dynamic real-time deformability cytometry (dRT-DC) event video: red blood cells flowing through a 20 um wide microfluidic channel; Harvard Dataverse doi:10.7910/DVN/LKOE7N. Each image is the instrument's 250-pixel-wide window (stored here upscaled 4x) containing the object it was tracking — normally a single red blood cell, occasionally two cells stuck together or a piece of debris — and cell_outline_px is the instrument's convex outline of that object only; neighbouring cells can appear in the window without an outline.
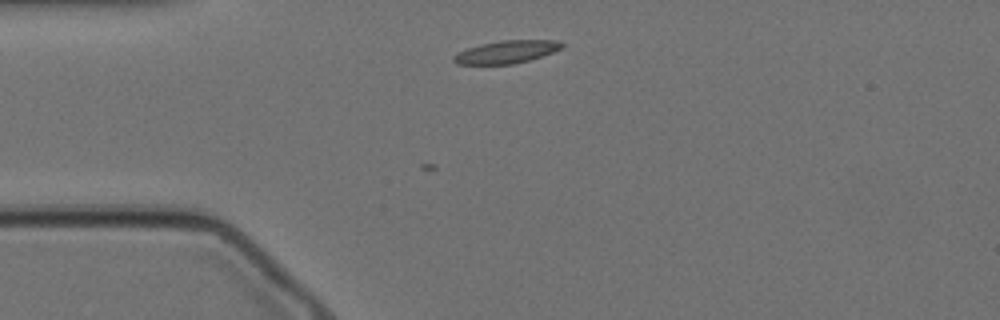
{"species": "Egyptian fruit bat (a non-hibernating species)", "species_latin": "Rousettus aegyptiacus", "temperature_condition": "cold", "stored_images_in_passage": 9, "camera_frame_rate_fps": 3000, "um_per_image_px": 0.085, "animal": {"sex": "female"}, "frame": {"image": 1, "passage_image": 1, "time_ms": 0.0, "image_size_px": [1000, 320], "cell_outline_px": [[564, 44], [560, 48], [552, 52], [528, 60], [512, 64], [456, 64], [452, 60], [452, 56], [468, 48], [480, 44], [500, 40], [556, 40]], "centroid_in_image_um": [43.01, 4.41], "position_along_channel_um": 42.0, "area_um2": 14.1}}
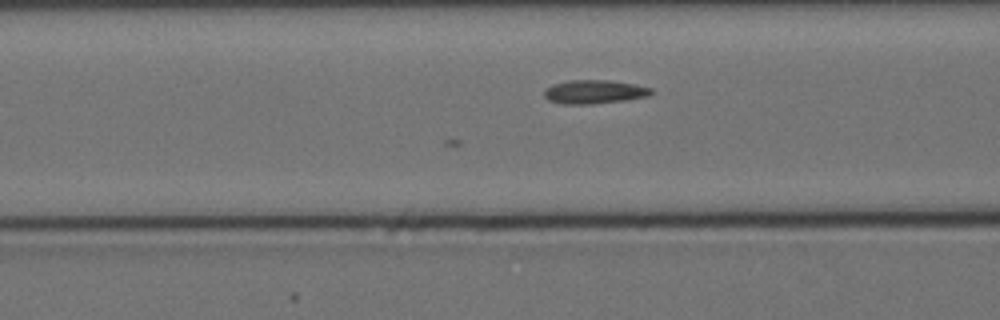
{"frame": {"image": 2, "passage_image": 9, "time_ms": 2.667, "image_size_px": [1000, 320], "cell_outline_px": [[652, 92], [648, 96], [624, 100], [592, 104], [560, 104], [548, 100], [544, 96], [544, 92], [552, 84], [568, 80], [608, 80], [636, 84], [652, 88]], "centroid_in_image_um": [50.5, 7.8], "position_along_channel_um": 116.1, "area_um2": 14.8}}